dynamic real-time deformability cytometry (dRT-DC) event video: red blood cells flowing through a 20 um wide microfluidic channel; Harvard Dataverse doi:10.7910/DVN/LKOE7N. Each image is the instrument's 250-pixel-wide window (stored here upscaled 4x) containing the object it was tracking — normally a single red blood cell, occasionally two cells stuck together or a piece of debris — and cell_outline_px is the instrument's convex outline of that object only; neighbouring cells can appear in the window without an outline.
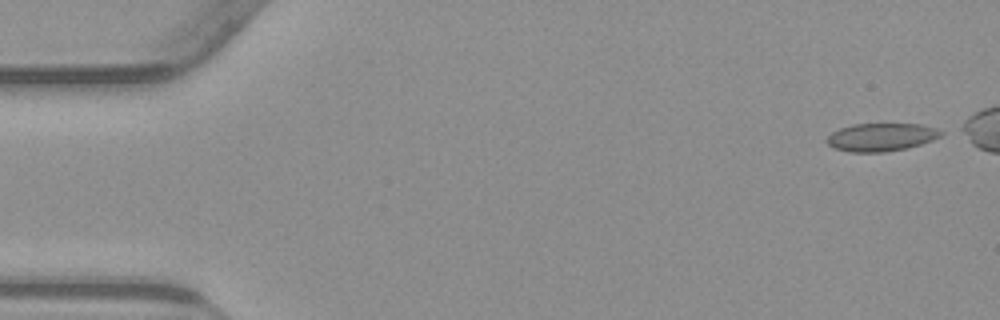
{"species": "common noctule bat (a hibernating species)", "species_latin": "Nyctalus noctula", "temperature_condition": "warm", "stored_images_in_passage": 46, "camera_frame_rate_fps": 3000, "um_per_image_px": 0.085, "animal": {"sex": "male", "body_mass_g": 23.1, "forearm_length_mm": 52.7}, "frame": {"image": 1, "passage_image": 1, "time_ms": 0.0, "image_size_px": [1000, 320], "cell_outline_px": [[944, 132], [940, 136], [932, 140], [920, 144], [904, 148], [884, 152], [848, 152], [832, 148], [824, 140], [832, 132], [840, 128], [852, 124], [920, 124], [936, 128]], "centroid_in_image_um": [74.85, 11.65], "position_along_channel_um": 10.2, "area_um2": 18.61}}
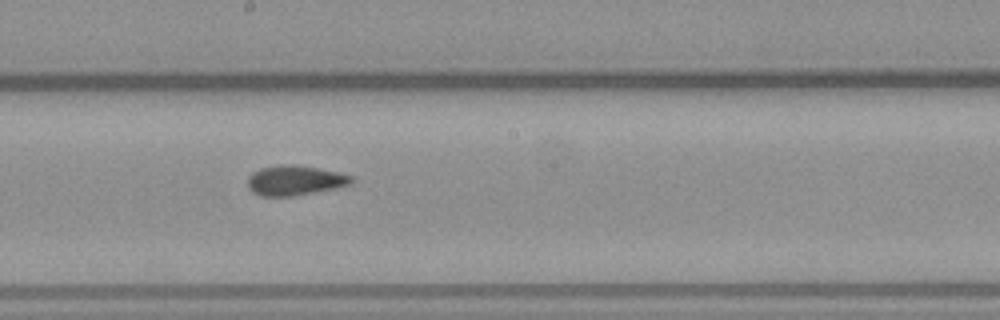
{"frame": {"image": 2, "passage_image": 28, "time_ms": 9.0, "image_size_px": [1000, 320], "cell_outline_px": [[356, 180], [352, 184], [336, 188], [292, 196], [260, 196], [252, 192], [248, 188], [248, 176], [252, 172], [260, 168], [280, 164], [288, 164], [320, 168], [340, 172], [352, 176]], "centroid_in_image_um": [25.08, 15.33], "position_along_channel_um": 223.1, "area_um2": 18.32}}
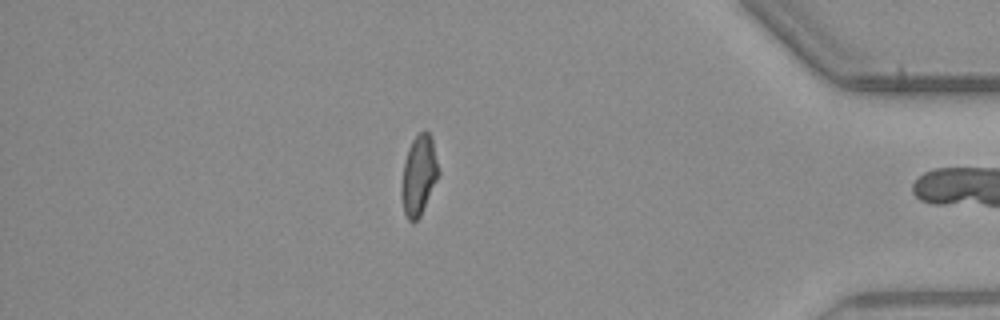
{"frame": {"image": 3, "passage_image": 45, "time_ms": 14.667, "image_size_px": [1000, 320], "cell_outline_px": [[440, 172], [420, 216], [412, 224], [408, 220], [404, 212], [400, 192], [400, 184], [404, 160], [408, 148], [412, 140], [424, 128], [432, 136]], "centroid_in_image_um": [35.58, 14.87], "position_along_channel_um": 399.6, "area_um2": 17.51}, "authors_computed_cell_mechanics": {"area_um2": 18.2359, "velocity_mm_per_s": 3.8414, "shape_relaxation_time_tau1_ms": null, "shape_relaxation_time_tau2_ms": 3.8408, "deformation_change_tau1": null, "deformation_change_tau2": 0.0879}}